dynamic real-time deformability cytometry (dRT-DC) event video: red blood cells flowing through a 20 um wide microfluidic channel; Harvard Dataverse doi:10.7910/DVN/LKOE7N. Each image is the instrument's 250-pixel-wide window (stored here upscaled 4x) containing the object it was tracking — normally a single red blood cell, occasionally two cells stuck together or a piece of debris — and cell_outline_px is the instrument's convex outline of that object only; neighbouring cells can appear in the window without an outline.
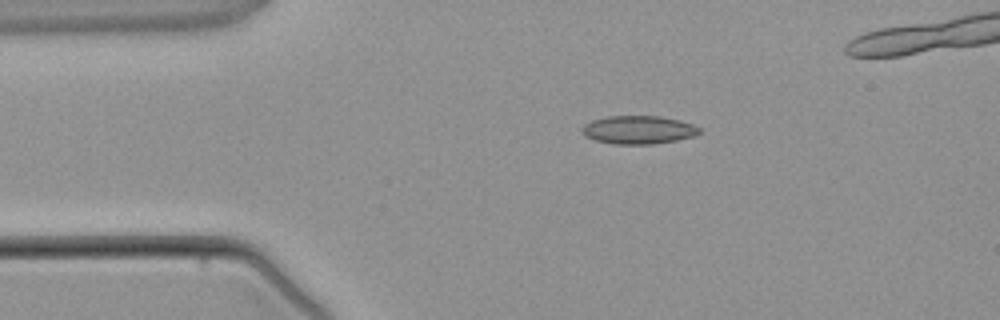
{"species": "common noctule bat (a hibernating species)", "species_latin": "Nyctalus noctula", "temperature_condition": "warm", "stored_images_in_passage": 2, "camera_frame_rate_fps": 3000, "um_per_image_px": 0.085, "animal": {"sex": "male", "body_mass_g": 21.5, "forearm_length_mm": 52.0}, "frame": {"image": 1, "passage_image": 1, "time_ms": 0.0, "image_size_px": [1000, 320], "cell_outline_px": [[700, 132], [692, 136], [676, 140], [652, 144], [612, 144], [596, 140], [584, 136], [580, 128], [584, 124], [592, 120], [608, 116], [660, 116], [680, 120], [692, 124], [700, 128]], "centroid_in_image_um": [54.23, 11.03], "position_along_channel_um": 30.8, "area_um2": 19.31}}